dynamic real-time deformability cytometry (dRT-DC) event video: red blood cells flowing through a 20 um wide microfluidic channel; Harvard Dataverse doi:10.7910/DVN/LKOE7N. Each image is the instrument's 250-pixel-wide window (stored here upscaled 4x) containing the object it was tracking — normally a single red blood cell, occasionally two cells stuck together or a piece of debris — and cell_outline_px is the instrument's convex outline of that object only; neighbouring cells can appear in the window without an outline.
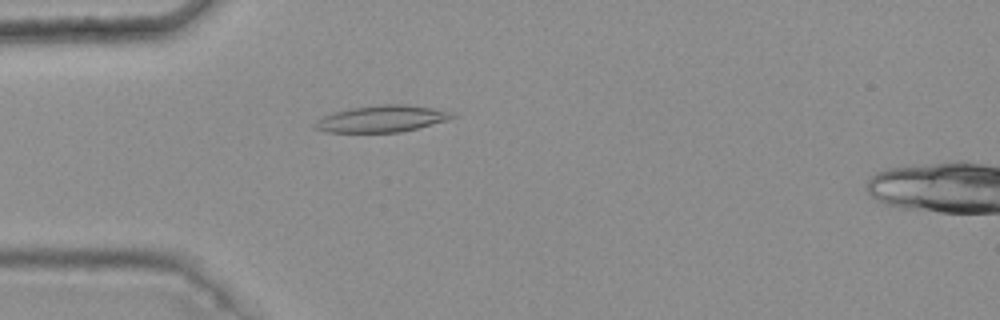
{"species": "common noctule bat (a hibernating species)", "species_latin": "Nyctalus noctula", "temperature_condition": "warm", "stored_images_in_passage": 5, "camera_frame_rate_fps": 3000, "um_per_image_px": 0.085, "animal": {"sex": "female", "body_mass_g": 25.1}, "frame": {"image": 1, "passage_image": 5, "time_ms": 1.333, "image_size_px": [1000, 320], "cell_outline_px": [[456, 116], [448, 120], [400, 132], [328, 132], [312, 128], [312, 124], [316, 120], [324, 116], [336, 112], [352, 108], [380, 104], [404, 104], [436, 108], [448, 112]], "centroid_in_image_um": [32.42, 10.09], "position_along_channel_um": 52.6, "area_um2": 21.15}}